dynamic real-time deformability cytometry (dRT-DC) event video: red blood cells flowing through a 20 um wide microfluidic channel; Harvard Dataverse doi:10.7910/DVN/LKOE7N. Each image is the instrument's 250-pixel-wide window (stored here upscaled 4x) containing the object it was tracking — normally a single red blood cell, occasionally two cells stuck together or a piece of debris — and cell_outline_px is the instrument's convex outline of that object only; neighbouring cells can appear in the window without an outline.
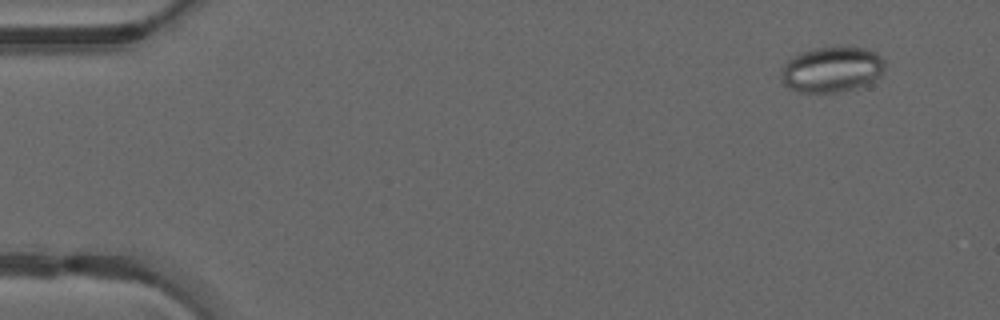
{"species": "common noctule bat (a hibernating species)", "species_latin": "Nyctalus noctula", "temperature_condition": "warm", "stored_images_in_passage": 49, "camera_frame_rate_fps": 3000, "um_per_image_px": 0.085, "animal": {"sex": "male", "forearm_length_mm": 52.5}, "frame": {"image": 1, "passage_image": 4, "time_ms": 1.0, "image_size_px": [1000, 320], "cell_outline_px": [[884, 68], [880, 76], [876, 80], [856, 88], [840, 92], [800, 92], [788, 88], [784, 84], [780, 76], [780, 72], [784, 64], [792, 56], [816, 48], [844, 44], [868, 48], [876, 52], [884, 60]], "centroid_in_image_um": [70.73, 5.87], "position_along_channel_um": 14.3, "area_um2": 28.21}}
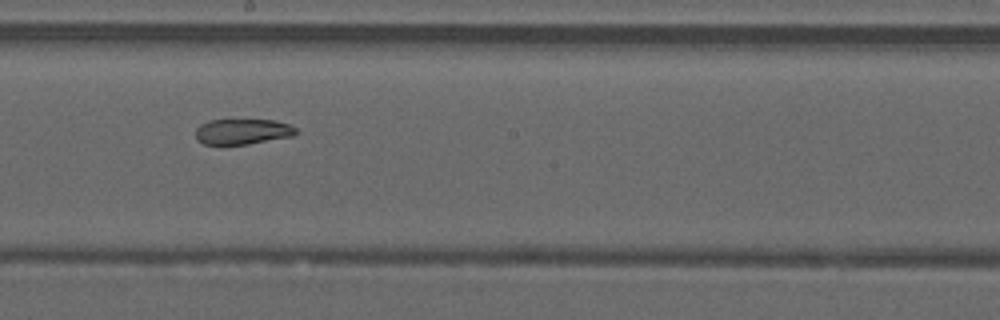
{"frame": {"image": 2, "passage_image": 28, "time_ms": 9.0, "image_size_px": [1000, 320], "cell_outline_px": [[296, 132], [292, 136], [248, 144], [204, 144], [196, 140], [196, 128], [200, 124], [208, 120], [276, 120], [288, 124], [296, 128]], "centroid_in_image_um": [20.58, 11.18], "position_along_channel_um": 227.6, "area_um2": 14.85}}
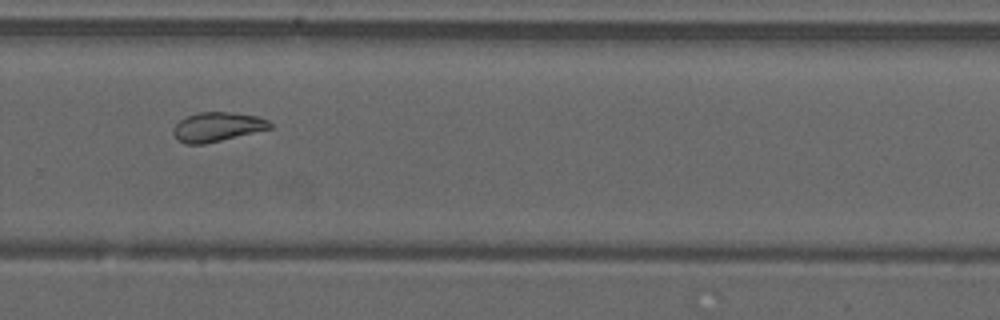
{"frame": {"image": 3, "passage_image": 34, "time_ms": 11.0, "image_size_px": [1000, 320], "cell_outline_px": [[272, 128], [204, 144], [184, 144], [176, 140], [172, 132], [172, 128], [184, 116], [200, 112], [228, 112], [256, 116], [268, 120], [272, 124]], "centroid_in_image_um": [18.41, 10.79], "position_along_channel_um": 311.4, "area_um2": 16.53}, "authors_computed_cell_mechanics": {"area_um2": 19.652, "velocity_mm_per_s": 4.1952, "shape_relaxation_time_tau1_ms": null, "shape_relaxation_time_tau2_ms": 2.5177, "deformation_change_tau1": null, "deformation_change_tau2": 0.0882}}